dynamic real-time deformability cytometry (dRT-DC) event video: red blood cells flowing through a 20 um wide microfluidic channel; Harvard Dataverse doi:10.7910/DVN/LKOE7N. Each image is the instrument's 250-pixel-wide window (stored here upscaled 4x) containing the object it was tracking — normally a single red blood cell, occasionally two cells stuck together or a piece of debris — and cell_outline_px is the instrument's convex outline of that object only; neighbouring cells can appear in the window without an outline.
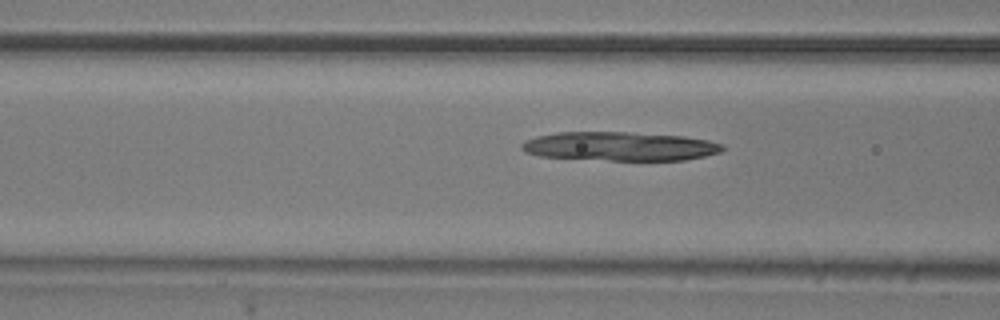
{"species": "common noctule bat (a hibernating species)", "species_latin": "Nyctalus noctula", "temperature_condition": "room temperature", "stored_images_in_passage": 41, "segment_of_instrument_passage": [1, 2], "camera_frame_rate_fps": 3000, "um_per_image_px": 0.085, "animal": {"sex": "male", "body_mass_g": 20.5, "forearm_length_mm": 52.5}, "frame": {"image": 1, "passage_image": 7, "time_ms": 2.0, "image_size_px": [1000, 320], "cell_outline_px": [[724, 148], [720, 152], [704, 156], [684, 160], [608, 160], [540, 156], [524, 152], [520, 148], [520, 144], [524, 140], [536, 136], [560, 132], [628, 132], [684, 136], [708, 140], [724, 144]], "centroid_in_image_um": [52.66, 12.43], "position_along_channel_um": 113.9, "area_um2": 33.87}}
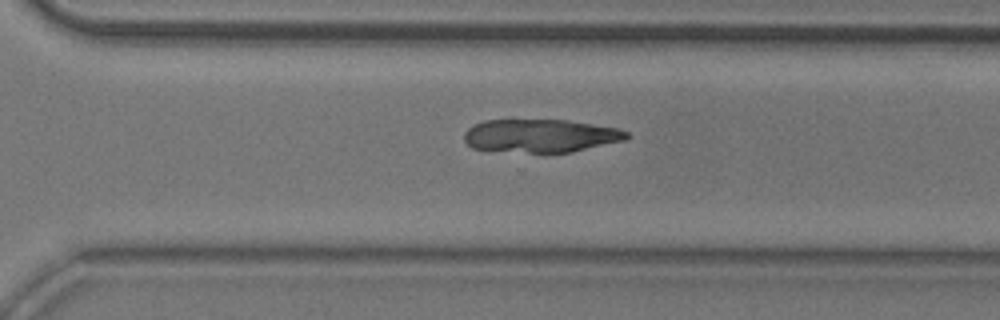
{"frame": {"image": 2, "passage_image": 24, "time_ms": 7.667, "image_size_px": [1000, 320], "cell_outline_px": [[632, 136], [628, 140], [572, 152], [528, 152], [472, 148], [464, 140], [464, 132], [468, 128], [484, 120], [568, 120], [616, 128], [628, 132]], "centroid_in_image_um": [46.01, 11.54], "position_along_channel_um": 324.6, "area_um2": 31.33}}
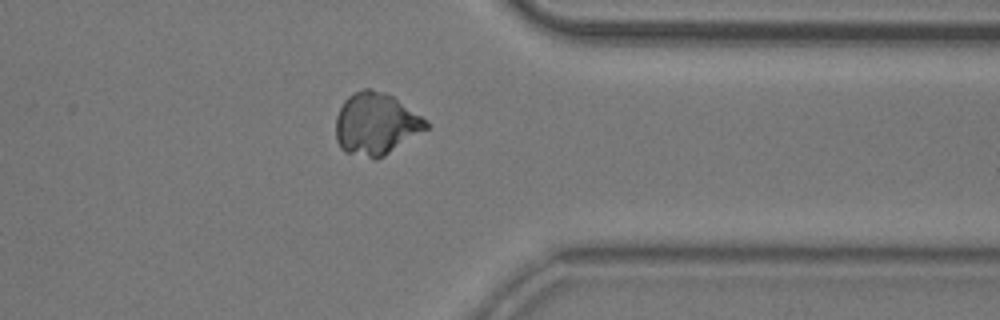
{"frame": {"image": 3, "passage_image": 29, "time_ms": 9.333, "image_size_px": [1000, 320], "cell_outline_px": [[428, 128], [384, 156], [376, 160], [344, 152], [340, 148], [336, 140], [336, 116], [344, 100], [348, 96], [364, 88], [372, 88], [384, 92], [392, 96], [428, 120]], "centroid_in_image_um": [31.93, 10.54], "position_along_channel_um": 379.5, "area_um2": 32.71}}